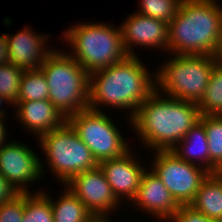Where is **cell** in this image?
Returning a JSON list of instances; mask_svg holds the SVG:
<instances>
[{
    "mask_svg": "<svg viewBox=\"0 0 222 222\" xmlns=\"http://www.w3.org/2000/svg\"><path fill=\"white\" fill-rule=\"evenodd\" d=\"M78 137L90 149L99 164L117 158L130 150L125 138L106 113L90 108L67 118Z\"/></svg>",
    "mask_w": 222,
    "mask_h": 222,
    "instance_id": "cell-8",
    "label": "cell"
},
{
    "mask_svg": "<svg viewBox=\"0 0 222 222\" xmlns=\"http://www.w3.org/2000/svg\"><path fill=\"white\" fill-rule=\"evenodd\" d=\"M153 155L151 170L179 205H189L209 173L202 167L181 160L171 150L154 151Z\"/></svg>",
    "mask_w": 222,
    "mask_h": 222,
    "instance_id": "cell-9",
    "label": "cell"
},
{
    "mask_svg": "<svg viewBox=\"0 0 222 222\" xmlns=\"http://www.w3.org/2000/svg\"><path fill=\"white\" fill-rule=\"evenodd\" d=\"M171 222H216L195 210L190 205H180L178 210L168 220Z\"/></svg>",
    "mask_w": 222,
    "mask_h": 222,
    "instance_id": "cell-27",
    "label": "cell"
},
{
    "mask_svg": "<svg viewBox=\"0 0 222 222\" xmlns=\"http://www.w3.org/2000/svg\"><path fill=\"white\" fill-rule=\"evenodd\" d=\"M5 119H4V117H0V148L3 146V145H5L8 141L6 140L7 138V130H6V128L7 127H5V123H3V122H5L4 121Z\"/></svg>",
    "mask_w": 222,
    "mask_h": 222,
    "instance_id": "cell-31",
    "label": "cell"
},
{
    "mask_svg": "<svg viewBox=\"0 0 222 222\" xmlns=\"http://www.w3.org/2000/svg\"><path fill=\"white\" fill-rule=\"evenodd\" d=\"M25 210V193H18L0 205V222H22Z\"/></svg>",
    "mask_w": 222,
    "mask_h": 222,
    "instance_id": "cell-26",
    "label": "cell"
},
{
    "mask_svg": "<svg viewBox=\"0 0 222 222\" xmlns=\"http://www.w3.org/2000/svg\"><path fill=\"white\" fill-rule=\"evenodd\" d=\"M189 205L208 218L222 222V172L208 174Z\"/></svg>",
    "mask_w": 222,
    "mask_h": 222,
    "instance_id": "cell-18",
    "label": "cell"
},
{
    "mask_svg": "<svg viewBox=\"0 0 222 222\" xmlns=\"http://www.w3.org/2000/svg\"><path fill=\"white\" fill-rule=\"evenodd\" d=\"M64 186L85 205L95 219L109 218V213L112 215L121 205L99 166L73 176Z\"/></svg>",
    "mask_w": 222,
    "mask_h": 222,
    "instance_id": "cell-11",
    "label": "cell"
},
{
    "mask_svg": "<svg viewBox=\"0 0 222 222\" xmlns=\"http://www.w3.org/2000/svg\"><path fill=\"white\" fill-rule=\"evenodd\" d=\"M131 150L120 157L102 161L98 165L120 202L124 199L132 201L140 186L142 174L146 170L141 161L136 160L137 155Z\"/></svg>",
    "mask_w": 222,
    "mask_h": 222,
    "instance_id": "cell-13",
    "label": "cell"
},
{
    "mask_svg": "<svg viewBox=\"0 0 222 222\" xmlns=\"http://www.w3.org/2000/svg\"><path fill=\"white\" fill-rule=\"evenodd\" d=\"M8 43L5 34H0V65L8 64Z\"/></svg>",
    "mask_w": 222,
    "mask_h": 222,
    "instance_id": "cell-29",
    "label": "cell"
},
{
    "mask_svg": "<svg viewBox=\"0 0 222 222\" xmlns=\"http://www.w3.org/2000/svg\"><path fill=\"white\" fill-rule=\"evenodd\" d=\"M209 147V174L222 172V116L201 115Z\"/></svg>",
    "mask_w": 222,
    "mask_h": 222,
    "instance_id": "cell-20",
    "label": "cell"
},
{
    "mask_svg": "<svg viewBox=\"0 0 222 222\" xmlns=\"http://www.w3.org/2000/svg\"><path fill=\"white\" fill-rule=\"evenodd\" d=\"M216 0H181L168 24V52L211 55L222 31V6Z\"/></svg>",
    "mask_w": 222,
    "mask_h": 222,
    "instance_id": "cell-3",
    "label": "cell"
},
{
    "mask_svg": "<svg viewBox=\"0 0 222 222\" xmlns=\"http://www.w3.org/2000/svg\"><path fill=\"white\" fill-rule=\"evenodd\" d=\"M162 96L155 90L129 124L152 152L171 150L201 118L197 103Z\"/></svg>",
    "mask_w": 222,
    "mask_h": 222,
    "instance_id": "cell-2",
    "label": "cell"
},
{
    "mask_svg": "<svg viewBox=\"0 0 222 222\" xmlns=\"http://www.w3.org/2000/svg\"><path fill=\"white\" fill-rule=\"evenodd\" d=\"M201 115L222 113V67L215 65L204 95L197 103Z\"/></svg>",
    "mask_w": 222,
    "mask_h": 222,
    "instance_id": "cell-21",
    "label": "cell"
},
{
    "mask_svg": "<svg viewBox=\"0 0 222 222\" xmlns=\"http://www.w3.org/2000/svg\"><path fill=\"white\" fill-rule=\"evenodd\" d=\"M49 88L41 69L24 71L17 101H40L48 99Z\"/></svg>",
    "mask_w": 222,
    "mask_h": 222,
    "instance_id": "cell-22",
    "label": "cell"
},
{
    "mask_svg": "<svg viewBox=\"0 0 222 222\" xmlns=\"http://www.w3.org/2000/svg\"><path fill=\"white\" fill-rule=\"evenodd\" d=\"M17 194L16 189L0 174V205L11 200Z\"/></svg>",
    "mask_w": 222,
    "mask_h": 222,
    "instance_id": "cell-28",
    "label": "cell"
},
{
    "mask_svg": "<svg viewBox=\"0 0 222 222\" xmlns=\"http://www.w3.org/2000/svg\"><path fill=\"white\" fill-rule=\"evenodd\" d=\"M23 73V69L11 63L0 65V95L5 96L12 104L18 100Z\"/></svg>",
    "mask_w": 222,
    "mask_h": 222,
    "instance_id": "cell-25",
    "label": "cell"
},
{
    "mask_svg": "<svg viewBox=\"0 0 222 222\" xmlns=\"http://www.w3.org/2000/svg\"><path fill=\"white\" fill-rule=\"evenodd\" d=\"M42 162L31 147L17 140L7 142L0 148V174L18 193H30L28 184L44 177Z\"/></svg>",
    "mask_w": 222,
    "mask_h": 222,
    "instance_id": "cell-10",
    "label": "cell"
},
{
    "mask_svg": "<svg viewBox=\"0 0 222 222\" xmlns=\"http://www.w3.org/2000/svg\"><path fill=\"white\" fill-rule=\"evenodd\" d=\"M17 120L27 132L34 133L37 139L49 131L61 127L67 119L49 99L40 101H16Z\"/></svg>",
    "mask_w": 222,
    "mask_h": 222,
    "instance_id": "cell-16",
    "label": "cell"
},
{
    "mask_svg": "<svg viewBox=\"0 0 222 222\" xmlns=\"http://www.w3.org/2000/svg\"><path fill=\"white\" fill-rule=\"evenodd\" d=\"M45 191L25 193L22 222H54L50 196Z\"/></svg>",
    "mask_w": 222,
    "mask_h": 222,
    "instance_id": "cell-23",
    "label": "cell"
},
{
    "mask_svg": "<svg viewBox=\"0 0 222 222\" xmlns=\"http://www.w3.org/2000/svg\"><path fill=\"white\" fill-rule=\"evenodd\" d=\"M3 102L7 105L10 104V106H14L10 101L9 99H7L5 96L3 95H0V107L3 105ZM7 112H5V110H3L2 108H0V117H4L6 119L7 117ZM6 116V117H5Z\"/></svg>",
    "mask_w": 222,
    "mask_h": 222,
    "instance_id": "cell-32",
    "label": "cell"
},
{
    "mask_svg": "<svg viewBox=\"0 0 222 222\" xmlns=\"http://www.w3.org/2000/svg\"><path fill=\"white\" fill-rule=\"evenodd\" d=\"M110 218H99V219H94L92 222H112L110 221Z\"/></svg>",
    "mask_w": 222,
    "mask_h": 222,
    "instance_id": "cell-33",
    "label": "cell"
},
{
    "mask_svg": "<svg viewBox=\"0 0 222 222\" xmlns=\"http://www.w3.org/2000/svg\"><path fill=\"white\" fill-rule=\"evenodd\" d=\"M5 36L9 63L24 71L40 69L46 56L52 51L45 45L50 35L37 34L30 29V26L24 27L14 35L5 34Z\"/></svg>",
    "mask_w": 222,
    "mask_h": 222,
    "instance_id": "cell-15",
    "label": "cell"
},
{
    "mask_svg": "<svg viewBox=\"0 0 222 222\" xmlns=\"http://www.w3.org/2000/svg\"><path fill=\"white\" fill-rule=\"evenodd\" d=\"M71 47V56L89 74L114 65L128 54L123 45L121 27L105 23H79L62 36Z\"/></svg>",
    "mask_w": 222,
    "mask_h": 222,
    "instance_id": "cell-5",
    "label": "cell"
},
{
    "mask_svg": "<svg viewBox=\"0 0 222 222\" xmlns=\"http://www.w3.org/2000/svg\"><path fill=\"white\" fill-rule=\"evenodd\" d=\"M60 194L59 199L50 202L54 222H92L95 218L85 205L67 188Z\"/></svg>",
    "mask_w": 222,
    "mask_h": 222,
    "instance_id": "cell-19",
    "label": "cell"
},
{
    "mask_svg": "<svg viewBox=\"0 0 222 222\" xmlns=\"http://www.w3.org/2000/svg\"><path fill=\"white\" fill-rule=\"evenodd\" d=\"M211 55H212V58L214 60V63L217 66L222 67V31H221V34L218 37L216 47H215V49H214V51Z\"/></svg>",
    "mask_w": 222,
    "mask_h": 222,
    "instance_id": "cell-30",
    "label": "cell"
},
{
    "mask_svg": "<svg viewBox=\"0 0 222 222\" xmlns=\"http://www.w3.org/2000/svg\"><path fill=\"white\" fill-rule=\"evenodd\" d=\"M172 56L155 72L156 90L167 97L198 103L216 65L212 55Z\"/></svg>",
    "mask_w": 222,
    "mask_h": 222,
    "instance_id": "cell-6",
    "label": "cell"
},
{
    "mask_svg": "<svg viewBox=\"0 0 222 222\" xmlns=\"http://www.w3.org/2000/svg\"><path fill=\"white\" fill-rule=\"evenodd\" d=\"M38 141L41 151L45 153L46 165L61 186L73 176L99 165L67 121L61 127L41 135Z\"/></svg>",
    "mask_w": 222,
    "mask_h": 222,
    "instance_id": "cell-7",
    "label": "cell"
},
{
    "mask_svg": "<svg viewBox=\"0 0 222 222\" xmlns=\"http://www.w3.org/2000/svg\"><path fill=\"white\" fill-rule=\"evenodd\" d=\"M171 151L181 160L202 167L209 173V147L201 121L197 122Z\"/></svg>",
    "mask_w": 222,
    "mask_h": 222,
    "instance_id": "cell-17",
    "label": "cell"
},
{
    "mask_svg": "<svg viewBox=\"0 0 222 222\" xmlns=\"http://www.w3.org/2000/svg\"><path fill=\"white\" fill-rule=\"evenodd\" d=\"M40 69L48 84V99L66 119L89 108L90 74L70 55V51L52 49Z\"/></svg>",
    "mask_w": 222,
    "mask_h": 222,
    "instance_id": "cell-4",
    "label": "cell"
},
{
    "mask_svg": "<svg viewBox=\"0 0 222 222\" xmlns=\"http://www.w3.org/2000/svg\"><path fill=\"white\" fill-rule=\"evenodd\" d=\"M148 169L142 174L140 186L131 203L137 206L138 210L141 209L145 213L148 212L146 214L157 217V220L168 222L180 205L160 178L150 168Z\"/></svg>",
    "mask_w": 222,
    "mask_h": 222,
    "instance_id": "cell-14",
    "label": "cell"
},
{
    "mask_svg": "<svg viewBox=\"0 0 222 222\" xmlns=\"http://www.w3.org/2000/svg\"><path fill=\"white\" fill-rule=\"evenodd\" d=\"M152 75L137 54L90 73L89 108L101 111L100 107L106 105L128 110L131 122L139 106L156 90Z\"/></svg>",
    "mask_w": 222,
    "mask_h": 222,
    "instance_id": "cell-1",
    "label": "cell"
},
{
    "mask_svg": "<svg viewBox=\"0 0 222 222\" xmlns=\"http://www.w3.org/2000/svg\"><path fill=\"white\" fill-rule=\"evenodd\" d=\"M123 45L128 56H136L133 45L149 49L160 48L168 51L169 25L158 19L137 13L129 14L120 25ZM149 47V48H148Z\"/></svg>",
    "mask_w": 222,
    "mask_h": 222,
    "instance_id": "cell-12",
    "label": "cell"
},
{
    "mask_svg": "<svg viewBox=\"0 0 222 222\" xmlns=\"http://www.w3.org/2000/svg\"><path fill=\"white\" fill-rule=\"evenodd\" d=\"M139 2L140 8L137 13L169 24L175 18L181 0H140Z\"/></svg>",
    "mask_w": 222,
    "mask_h": 222,
    "instance_id": "cell-24",
    "label": "cell"
}]
</instances>
